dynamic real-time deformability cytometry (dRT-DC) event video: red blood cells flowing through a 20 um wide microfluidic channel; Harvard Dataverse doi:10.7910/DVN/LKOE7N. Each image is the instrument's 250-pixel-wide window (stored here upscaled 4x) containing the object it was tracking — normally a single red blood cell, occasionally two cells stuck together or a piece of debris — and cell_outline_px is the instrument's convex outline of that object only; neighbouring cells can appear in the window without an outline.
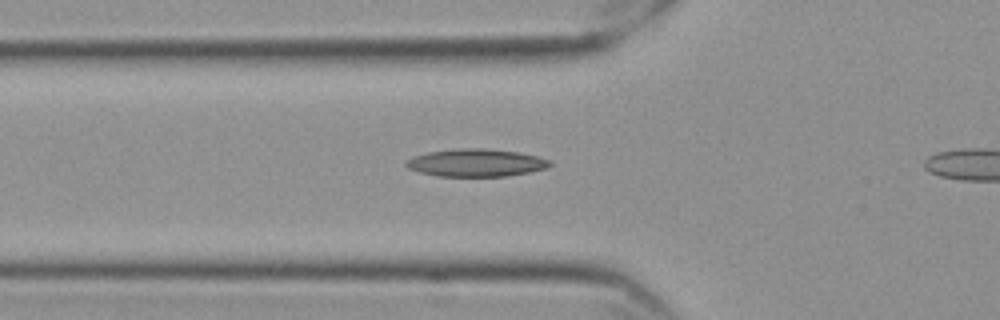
{"species": "Egyptian fruit bat (a non-hibernating species)", "species_latin": "Rousettus aegyptiacus", "temperature_condition": "cold", "stored_images_in_passage": 14, "camera_frame_rate_fps": 3000, "um_per_image_px": 0.085, "frame": {"image": 1, "passage_image": 12, "time_ms": 3.667, "image_size_px": [1000, 320], "cell_outline_px": [[552, 164], [544, 168], [528, 172], [508, 176], [436, 176], [420, 172], [408, 168], [404, 164], [412, 156], [428, 152], [460, 148], [484, 148], [520, 152], [552, 160]], "centroid_in_image_um": [40.46, 13.83], "position_along_channel_um": 85.3, "area_um2": 23.12}}